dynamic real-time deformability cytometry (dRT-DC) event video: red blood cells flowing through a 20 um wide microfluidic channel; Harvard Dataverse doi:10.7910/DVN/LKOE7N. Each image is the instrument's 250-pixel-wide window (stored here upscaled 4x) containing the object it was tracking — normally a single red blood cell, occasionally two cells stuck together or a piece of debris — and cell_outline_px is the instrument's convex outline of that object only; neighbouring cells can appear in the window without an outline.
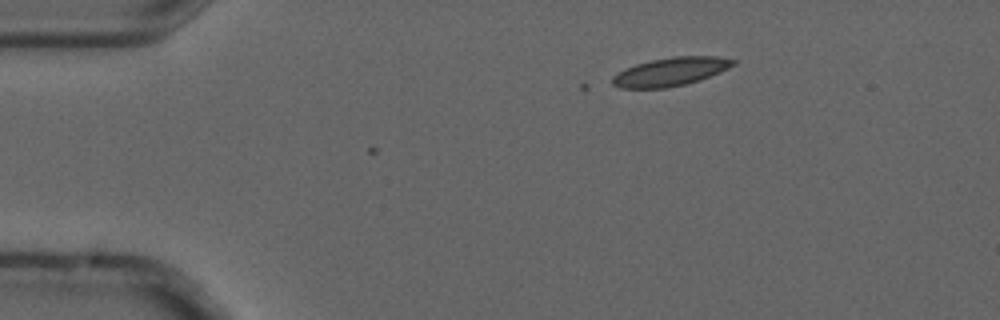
{"species": "common noctule bat (a hibernating species)", "species_latin": "Nyctalus noctula", "temperature_condition": "cold", "stored_images_in_passage": 3, "camera_frame_rate_fps": 3000, "um_per_image_px": 0.085, "animal": {"sex": "male", "forearm_length_mm": 52.5}, "frame": {"image": 1, "passage_image": 1, "time_ms": 0.0, "image_size_px": [1000, 320], "cell_outline_px": [[736, 64], [720, 72], [700, 80], [684, 84], [664, 88], [620, 88], [612, 84], [612, 76], [636, 64], [652, 60], [672, 56], [716, 56], [736, 60]], "centroid_in_image_um": [57.02, 6.09], "position_along_channel_um": 28.0, "area_um2": 19.83}}